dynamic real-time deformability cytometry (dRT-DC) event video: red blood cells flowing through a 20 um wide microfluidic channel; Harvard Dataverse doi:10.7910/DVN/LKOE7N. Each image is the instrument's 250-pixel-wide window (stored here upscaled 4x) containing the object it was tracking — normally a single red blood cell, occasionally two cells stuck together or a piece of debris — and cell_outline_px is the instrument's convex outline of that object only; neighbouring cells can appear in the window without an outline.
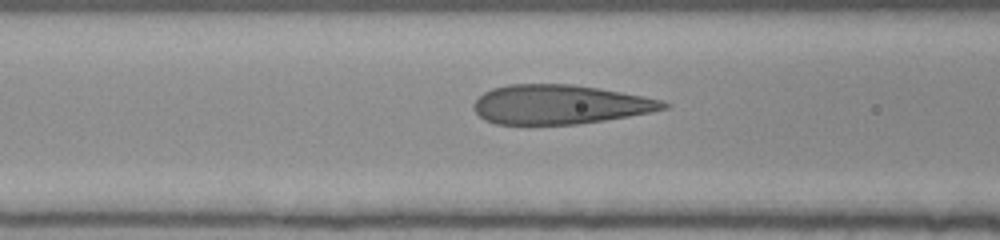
{"species": "human", "species_latin": "Homo sapiens", "temperature_condition": "room temperature", "stored_images_in_passage": 39, "camera_frame_rate_fps": 3000, "um_per_image_px": 0.085, "donor": {"sex": "female"}, "frame": {"image": 1, "passage_image": 17, "time_ms": 5.333, "image_size_px": [1000, 240], "cell_outline_px": [[672, 104], [668, 108], [652, 112], [604, 120], [576, 124], [496, 124], [484, 120], [472, 108], [472, 104], [484, 92], [492, 88], [508, 84], [572, 84], [600, 88], [664, 100]], "centroid_in_image_um": [47.6, 8.87], "position_along_channel_um": 119.0, "area_um2": 43.58}}
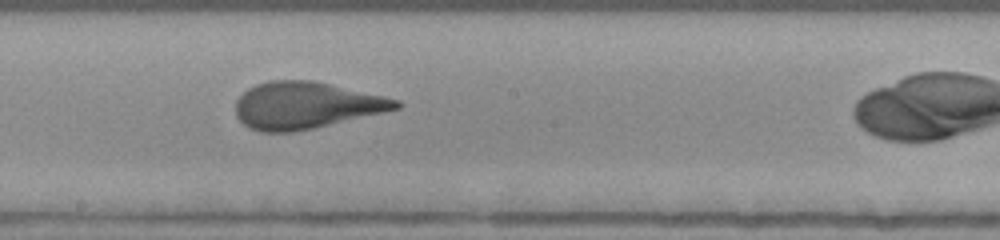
{"frame": {"image": 2, "passage_image": 25, "time_ms": 8.0, "image_size_px": [1000, 240], "cell_outline_px": [[400, 108], [384, 112], [312, 128], [292, 132], [260, 132], [248, 128], [236, 116], [236, 100], [248, 88], [256, 84], [268, 80], [312, 80], [384, 96], [400, 100]], "centroid_in_image_um": [25.96, 8.95], "position_along_channel_um": 222.2, "area_um2": 43.52}}
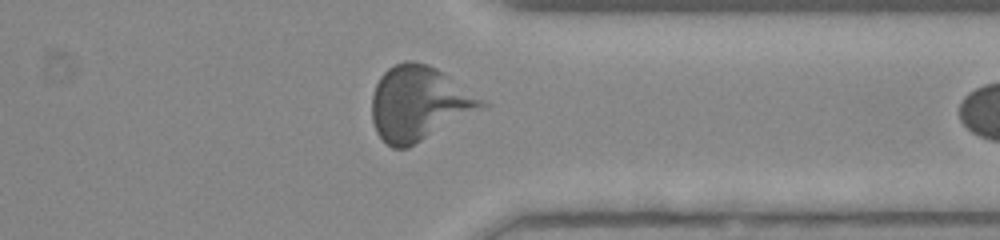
{"frame": {"image": 3, "passage_image": 37, "time_ms": 12.0, "image_size_px": [1000, 240], "cell_outline_px": [[488, 108], [408, 148], [392, 148], [376, 132], [372, 120], [372, 96], [376, 84], [380, 76], [388, 68], [404, 60], [412, 60], [428, 64], [444, 72], [488, 104]], "centroid_in_image_um": [35.64, 8.8], "position_along_channel_um": 375.8, "area_um2": 47.97}}